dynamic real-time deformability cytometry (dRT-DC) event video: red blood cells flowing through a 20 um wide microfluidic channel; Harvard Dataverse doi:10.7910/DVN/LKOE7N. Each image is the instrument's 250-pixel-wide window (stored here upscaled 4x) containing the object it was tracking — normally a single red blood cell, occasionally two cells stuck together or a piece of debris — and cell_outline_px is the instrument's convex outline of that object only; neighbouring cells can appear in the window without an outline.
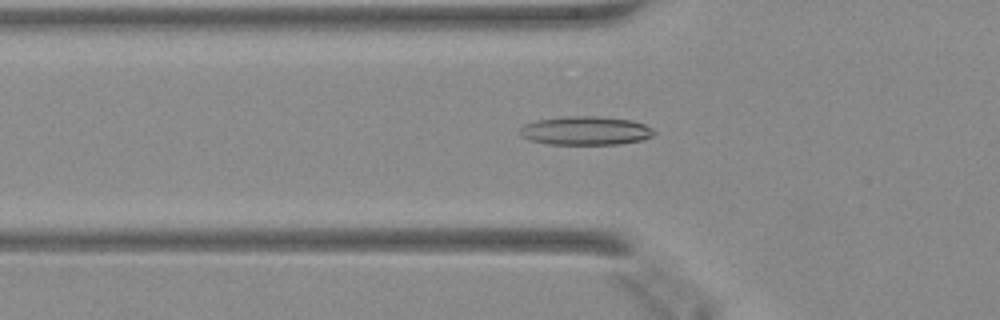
{"species": "Egyptian fruit bat (a non-hibernating species)", "species_latin": "Rousettus aegyptiacus", "temperature_condition": "warm", "stored_images_in_passage": 32, "camera_frame_rate_fps": 3000, "um_per_image_px": 0.085, "animal": {"sex": "female"}, "frame": {"image": 1, "passage_image": 7, "time_ms": 2.0, "image_size_px": [1000, 320], "cell_outline_px": [[656, 132], [652, 136], [640, 140], [620, 144], [548, 144], [532, 140], [520, 136], [520, 128], [524, 124], [536, 120], [560, 116], [596, 116], [632, 120], [644, 124], [652, 128]], "centroid_in_image_um": [49.76, 11.1], "position_along_channel_um": 76.0, "area_um2": 22.48}}
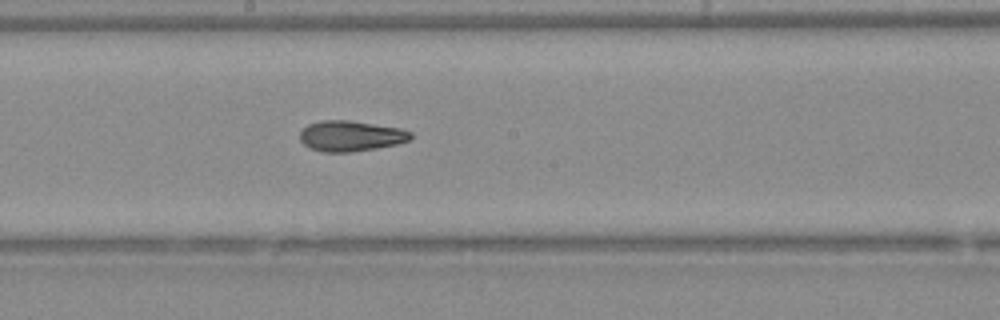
{"frame": {"image": 2, "passage_image": 17, "time_ms": 5.333, "image_size_px": [1000, 320], "cell_outline_px": [[412, 136], [408, 140], [396, 144], [376, 148], [352, 152], [320, 152], [304, 144], [300, 140], [300, 132], [308, 124], [320, 120], [352, 120], [400, 128], [412, 132]], "centroid_in_image_um": [29.8, 11.55], "position_along_channel_um": 218.4, "area_um2": 19.77}}
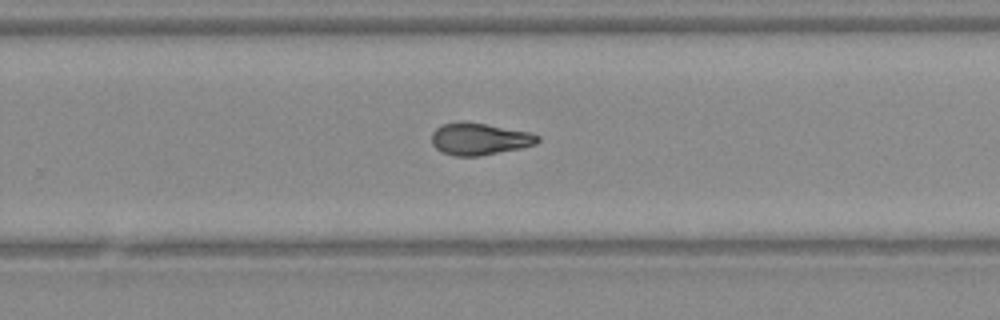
{"frame": {"image": 3, "passage_image": 22, "time_ms": 7.0, "image_size_px": [1000, 320], "cell_outline_px": [[540, 140], [536, 144], [520, 148], [480, 156], [452, 156], [440, 152], [432, 144], [432, 132], [436, 128], [444, 124], [464, 120], [528, 132], [540, 136]], "centroid_in_image_um": [40.72, 11.81], "position_along_channel_um": 289.1, "area_um2": 19.83}}